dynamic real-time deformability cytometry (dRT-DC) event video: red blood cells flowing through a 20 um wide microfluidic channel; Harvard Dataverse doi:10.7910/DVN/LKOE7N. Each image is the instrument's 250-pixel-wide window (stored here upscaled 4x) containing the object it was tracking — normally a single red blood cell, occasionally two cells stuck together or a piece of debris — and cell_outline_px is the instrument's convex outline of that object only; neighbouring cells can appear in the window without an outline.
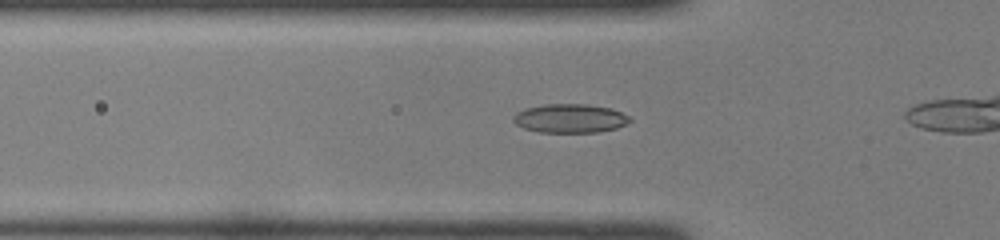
{"species": "common noctule bat (a hibernating species)", "species_latin": "Nyctalus noctula", "temperature_condition": "room temperature", "stored_images_in_passage": 17, "camera_frame_rate_fps": 3000, "um_per_image_px": 0.085, "animal": {"sex": "female", "body_mass_g": 22.0, "forearm_length_mm": 56.7}, "frame": {"image": 1, "passage_image": 10, "time_ms": 3.0, "image_size_px": [1000, 240], "cell_outline_px": [[632, 120], [628, 124], [616, 128], [596, 132], [540, 132], [524, 128], [516, 124], [512, 120], [512, 116], [516, 112], [524, 108], [544, 104], [588, 104], [612, 108], [628, 116]], "centroid_in_image_um": [48.44, 10.05], "position_along_channel_um": 77.4, "area_um2": 19.71}}